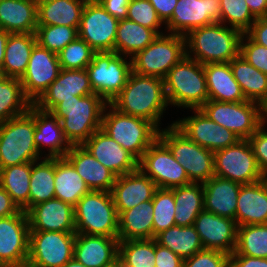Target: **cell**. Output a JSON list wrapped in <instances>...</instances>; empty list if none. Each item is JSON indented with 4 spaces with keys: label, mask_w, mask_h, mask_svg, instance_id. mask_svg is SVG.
Returning a JSON list of instances; mask_svg holds the SVG:
<instances>
[{
    "label": "cell",
    "mask_w": 267,
    "mask_h": 267,
    "mask_svg": "<svg viewBox=\"0 0 267 267\" xmlns=\"http://www.w3.org/2000/svg\"><path fill=\"white\" fill-rule=\"evenodd\" d=\"M117 111L152 122L159 130L168 104L164 79L130 73L126 85L109 103Z\"/></svg>",
    "instance_id": "cell-1"
},
{
    "label": "cell",
    "mask_w": 267,
    "mask_h": 267,
    "mask_svg": "<svg viewBox=\"0 0 267 267\" xmlns=\"http://www.w3.org/2000/svg\"><path fill=\"white\" fill-rule=\"evenodd\" d=\"M242 35L239 30L220 22L195 28L184 36L186 56L202 65L230 62L240 54Z\"/></svg>",
    "instance_id": "cell-2"
},
{
    "label": "cell",
    "mask_w": 267,
    "mask_h": 267,
    "mask_svg": "<svg viewBox=\"0 0 267 267\" xmlns=\"http://www.w3.org/2000/svg\"><path fill=\"white\" fill-rule=\"evenodd\" d=\"M108 103L99 95L75 96L64 100L50 112L59 118L64 137L70 145H83L101 129L103 111Z\"/></svg>",
    "instance_id": "cell-3"
},
{
    "label": "cell",
    "mask_w": 267,
    "mask_h": 267,
    "mask_svg": "<svg viewBox=\"0 0 267 267\" xmlns=\"http://www.w3.org/2000/svg\"><path fill=\"white\" fill-rule=\"evenodd\" d=\"M166 98L169 105L200 109L208 100L204 66L184 56L164 78Z\"/></svg>",
    "instance_id": "cell-4"
},
{
    "label": "cell",
    "mask_w": 267,
    "mask_h": 267,
    "mask_svg": "<svg viewBox=\"0 0 267 267\" xmlns=\"http://www.w3.org/2000/svg\"><path fill=\"white\" fill-rule=\"evenodd\" d=\"M34 133L33 104L24 114L0 123V169L41 160Z\"/></svg>",
    "instance_id": "cell-5"
},
{
    "label": "cell",
    "mask_w": 267,
    "mask_h": 267,
    "mask_svg": "<svg viewBox=\"0 0 267 267\" xmlns=\"http://www.w3.org/2000/svg\"><path fill=\"white\" fill-rule=\"evenodd\" d=\"M101 130L138 161L159 134V129L152 122L123 114L109 103L103 111Z\"/></svg>",
    "instance_id": "cell-6"
},
{
    "label": "cell",
    "mask_w": 267,
    "mask_h": 267,
    "mask_svg": "<svg viewBox=\"0 0 267 267\" xmlns=\"http://www.w3.org/2000/svg\"><path fill=\"white\" fill-rule=\"evenodd\" d=\"M76 233L118 237V212L111 192L86 193L74 206Z\"/></svg>",
    "instance_id": "cell-7"
},
{
    "label": "cell",
    "mask_w": 267,
    "mask_h": 267,
    "mask_svg": "<svg viewBox=\"0 0 267 267\" xmlns=\"http://www.w3.org/2000/svg\"><path fill=\"white\" fill-rule=\"evenodd\" d=\"M158 138L185 169L190 182L205 183L214 176V152L190 140L174 123L159 130Z\"/></svg>",
    "instance_id": "cell-8"
},
{
    "label": "cell",
    "mask_w": 267,
    "mask_h": 267,
    "mask_svg": "<svg viewBox=\"0 0 267 267\" xmlns=\"http://www.w3.org/2000/svg\"><path fill=\"white\" fill-rule=\"evenodd\" d=\"M184 56L186 48L183 35H158L145 49L131 57L132 71L139 75L164 79Z\"/></svg>",
    "instance_id": "cell-9"
},
{
    "label": "cell",
    "mask_w": 267,
    "mask_h": 267,
    "mask_svg": "<svg viewBox=\"0 0 267 267\" xmlns=\"http://www.w3.org/2000/svg\"><path fill=\"white\" fill-rule=\"evenodd\" d=\"M127 58L115 51L95 52L86 68L93 92L107 103L121 92L132 72V60Z\"/></svg>",
    "instance_id": "cell-10"
},
{
    "label": "cell",
    "mask_w": 267,
    "mask_h": 267,
    "mask_svg": "<svg viewBox=\"0 0 267 267\" xmlns=\"http://www.w3.org/2000/svg\"><path fill=\"white\" fill-rule=\"evenodd\" d=\"M200 109L211 120L229 129L241 140H248L264 123L263 107L252 101L208 100Z\"/></svg>",
    "instance_id": "cell-11"
},
{
    "label": "cell",
    "mask_w": 267,
    "mask_h": 267,
    "mask_svg": "<svg viewBox=\"0 0 267 267\" xmlns=\"http://www.w3.org/2000/svg\"><path fill=\"white\" fill-rule=\"evenodd\" d=\"M214 176L241 185L263 179L249 140H239L235 145L214 152Z\"/></svg>",
    "instance_id": "cell-12"
},
{
    "label": "cell",
    "mask_w": 267,
    "mask_h": 267,
    "mask_svg": "<svg viewBox=\"0 0 267 267\" xmlns=\"http://www.w3.org/2000/svg\"><path fill=\"white\" fill-rule=\"evenodd\" d=\"M76 233L30 231L26 267H63L73 258Z\"/></svg>",
    "instance_id": "cell-13"
},
{
    "label": "cell",
    "mask_w": 267,
    "mask_h": 267,
    "mask_svg": "<svg viewBox=\"0 0 267 267\" xmlns=\"http://www.w3.org/2000/svg\"><path fill=\"white\" fill-rule=\"evenodd\" d=\"M138 168L155 182L157 188L172 189L191 183L185 169L159 138L144 152Z\"/></svg>",
    "instance_id": "cell-14"
},
{
    "label": "cell",
    "mask_w": 267,
    "mask_h": 267,
    "mask_svg": "<svg viewBox=\"0 0 267 267\" xmlns=\"http://www.w3.org/2000/svg\"><path fill=\"white\" fill-rule=\"evenodd\" d=\"M30 227L27 213L0 218V263L4 267H26Z\"/></svg>",
    "instance_id": "cell-15"
},
{
    "label": "cell",
    "mask_w": 267,
    "mask_h": 267,
    "mask_svg": "<svg viewBox=\"0 0 267 267\" xmlns=\"http://www.w3.org/2000/svg\"><path fill=\"white\" fill-rule=\"evenodd\" d=\"M118 22L98 1L86 2L81 14L78 37L96 52L114 51Z\"/></svg>",
    "instance_id": "cell-16"
},
{
    "label": "cell",
    "mask_w": 267,
    "mask_h": 267,
    "mask_svg": "<svg viewBox=\"0 0 267 267\" xmlns=\"http://www.w3.org/2000/svg\"><path fill=\"white\" fill-rule=\"evenodd\" d=\"M193 116L174 121V125L190 140L216 152L241 140L227 128L211 120L201 109H193Z\"/></svg>",
    "instance_id": "cell-17"
},
{
    "label": "cell",
    "mask_w": 267,
    "mask_h": 267,
    "mask_svg": "<svg viewBox=\"0 0 267 267\" xmlns=\"http://www.w3.org/2000/svg\"><path fill=\"white\" fill-rule=\"evenodd\" d=\"M221 0H178L165 23L169 34L185 36L189 31L220 22Z\"/></svg>",
    "instance_id": "cell-18"
},
{
    "label": "cell",
    "mask_w": 267,
    "mask_h": 267,
    "mask_svg": "<svg viewBox=\"0 0 267 267\" xmlns=\"http://www.w3.org/2000/svg\"><path fill=\"white\" fill-rule=\"evenodd\" d=\"M60 70L58 55L36 43L27 70L20 79L24 94L32 104L57 78Z\"/></svg>",
    "instance_id": "cell-19"
},
{
    "label": "cell",
    "mask_w": 267,
    "mask_h": 267,
    "mask_svg": "<svg viewBox=\"0 0 267 267\" xmlns=\"http://www.w3.org/2000/svg\"><path fill=\"white\" fill-rule=\"evenodd\" d=\"M193 226L204 249L218 250L229 255L235 251L238 228L235 220L202 210Z\"/></svg>",
    "instance_id": "cell-20"
},
{
    "label": "cell",
    "mask_w": 267,
    "mask_h": 267,
    "mask_svg": "<svg viewBox=\"0 0 267 267\" xmlns=\"http://www.w3.org/2000/svg\"><path fill=\"white\" fill-rule=\"evenodd\" d=\"M94 93L86 69H61L57 78L44 93L33 103L37 108L50 112L64 100L75 96H87Z\"/></svg>",
    "instance_id": "cell-21"
},
{
    "label": "cell",
    "mask_w": 267,
    "mask_h": 267,
    "mask_svg": "<svg viewBox=\"0 0 267 267\" xmlns=\"http://www.w3.org/2000/svg\"><path fill=\"white\" fill-rule=\"evenodd\" d=\"M26 213L30 231L76 233L74 206L60 199L39 203Z\"/></svg>",
    "instance_id": "cell-22"
},
{
    "label": "cell",
    "mask_w": 267,
    "mask_h": 267,
    "mask_svg": "<svg viewBox=\"0 0 267 267\" xmlns=\"http://www.w3.org/2000/svg\"><path fill=\"white\" fill-rule=\"evenodd\" d=\"M83 146L117 177L138 169V160L101 129L95 131Z\"/></svg>",
    "instance_id": "cell-23"
},
{
    "label": "cell",
    "mask_w": 267,
    "mask_h": 267,
    "mask_svg": "<svg viewBox=\"0 0 267 267\" xmlns=\"http://www.w3.org/2000/svg\"><path fill=\"white\" fill-rule=\"evenodd\" d=\"M118 237L76 233L73 257L86 267H112L118 263Z\"/></svg>",
    "instance_id": "cell-24"
},
{
    "label": "cell",
    "mask_w": 267,
    "mask_h": 267,
    "mask_svg": "<svg viewBox=\"0 0 267 267\" xmlns=\"http://www.w3.org/2000/svg\"><path fill=\"white\" fill-rule=\"evenodd\" d=\"M156 189L155 182L139 168L118 176L111 191L118 215L139 203L152 200Z\"/></svg>",
    "instance_id": "cell-25"
},
{
    "label": "cell",
    "mask_w": 267,
    "mask_h": 267,
    "mask_svg": "<svg viewBox=\"0 0 267 267\" xmlns=\"http://www.w3.org/2000/svg\"><path fill=\"white\" fill-rule=\"evenodd\" d=\"M90 190L111 192L117 176L102 165L83 145H71L64 156Z\"/></svg>",
    "instance_id": "cell-26"
},
{
    "label": "cell",
    "mask_w": 267,
    "mask_h": 267,
    "mask_svg": "<svg viewBox=\"0 0 267 267\" xmlns=\"http://www.w3.org/2000/svg\"><path fill=\"white\" fill-rule=\"evenodd\" d=\"M34 123V142L38 153L42 154V147L44 148L46 145L49 154H45L44 157H64L71 145L64 137L59 118L51 112L43 111L34 106Z\"/></svg>",
    "instance_id": "cell-27"
},
{
    "label": "cell",
    "mask_w": 267,
    "mask_h": 267,
    "mask_svg": "<svg viewBox=\"0 0 267 267\" xmlns=\"http://www.w3.org/2000/svg\"><path fill=\"white\" fill-rule=\"evenodd\" d=\"M241 184L213 176L203 183L204 210L235 220Z\"/></svg>",
    "instance_id": "cell-28"
},
{
    "label": "cell",
    "mask_w": 267,
    "mask_h": 267,
    "mask_svg": "<svg viewBox=\"0 0 267 267\" xmlns=\"http://www.w3.org/2000/svg\"><path fill=\"white\" fill-rule=\"evenodd\" d=\"M235 221L237 226L267 224V188L263 180L241 185Z\"/></svg>",
    "instance_id": "cell-29"
},
{
    "label": "cell",
    "mask_w": 267,
    "mask_h": 267,
    "mask_svg": "<svg viewBox=\"0 0 267 267\" xmlns=\"http://www.w3.org/2000/svg\"><path fill=\"white\" fill-rule=\"evenodd\" d=\"M209 100L221 102L246 101L239 83L233 76L229 62L204 64Z\"/></svg>",
    "instance_id": "cell-30"
},
{
    "label": "cell",
    "mask_w": 267,
    "mask_h": 267,
    "mask_svg": "<svg viewBox=\"0 0 267 267\" xmlns=\"http://www.w3.org/2000/svg\"><path fill=\"white\" fill-rule=\"evenodd\" d=\"M37 0H0V30L35 33Z\"/></svg>",
    "instance_id": "cell-31"
},
{
    "label": "cell",
    "mask_w": 267,
    "mask_h": 267,
    "mask_svg": "<svg viewBox=\"0 0 267 267\" xmlns=\"http://www.w3.org/2000/svg\"><path fill=\"white\" fill-rule=\"evenodd\" d=\"M118 239L119 241L153 239L152 200L139 203L119 214Z\"/></svg>",
    "instance_id": "cell-32"
},
{
    "label": "cell",
    "mask_w": 267,
    "mask_h": 267,
    "mask_svg": "<svg viewBox=\"0 0 267 267\" xmlns=\"http://www.w3.org/2000/svg\"><path fill=\"white\" fill-rule=\"evenodd\" d=\"M85 0H37V25L79 28Z\"/></svg>",
    "instance_id": "cell-33"
},
{
    "label": "cell",
    "mask_w": 267,
    "mask_h": 267,
    "mask_svg": "<svg viewBox=\"0 0 267 267\" xmlns=\"http://www.w3.org/2000/svg\"><path fill=\"white\" fill-rule=\"evenodd\" d=\"M229 63L246 100L264 107L267 104V75L249 64L240 54Z\"/></svg>",
    "instance_id": "cell-34"
},
{
    "label": "cell",
    "mask_w": 267,
    "mask_h": 267,
    "mask_svg": "<svg viewBox=\"0 0 267 267\" xmlns=\"http://www.w3.org/2000/svg\"><path fill=\"white\" fill-rule=\"evenodd\" d=\"M36 43L35 33H10L2 66L6 77L22 78Z\"/></svg>",
    "instance_id": "cell-35"
},
{
    "label": "cell",
    "mask_w": 267,
    "mask_h": 267,
    "mask_svg": "<svg viewBox=\"0 0 267 267\" xmlns=\"http://www.w3.org/2000/svg\"><path fill=\"white\" fill-rule=\"evenodd\" d=\"M55 198L75 206L90 191L73 165L65 158H55Z\"/></svg>",
    "instance_id": "cell-36"
},
{
    "label": "cell",
    "mask_w": 267,
    "mask_h": 267,
    "mask_svg": "<svg viewBox=\"0 0 267 267\" xmlns=\"http://www.w3.org/2000/svg\"><path fill=\"white\" fill-rule=\"evenodd\" d=\"M157 36L158 34L153 29L128 19L119 20L114 51L117 54L131 58L138 51L145 49Z\"/></svg>",
    "instance_id": "cell-37"
},
{
    "label": "cell",
    "mask_w": 267,
    "mask_h": 267,
    "mask_svg": "<svg viewBox=\"0 0 267 267\" xmlns=\"http://www.w3.org/2000/svg\"><path fill=\"white\" fill-rule=\"evenodd\" d=\"M175 201V223L177 226H191L204 210L203 183H189L171 189Z\"/></svg>",
    "instance_id": "cell-38"
},
{
    "label": "cell",
    "mask_w": 267,
    "mask_h": 267,
    "mask_svg": "<svg viewBox=\"0 0 267 267\" xmlns=\"http://www.w3.org/2000/svg\"><path fill=\"white\" fill-rule=\"evenodd\" d=\"M157 244L170 249L182 259L193 256L202 251L203 245L195 227L173 226L155 236Z\"/></svg>",
    "instance_id": "cell-39"
},
{
    "label": "cell",
    "mask_w": 267,
    "mask_h": 267,
    "mask_svg": "<svg viewBox=\"0 0 267 267\" xmlns=\"http://www.w3.org/2000/svg\"><path fill=\"white\" fill-rule=\"evenodd\" d=\"M31 162L0 169V185L20 210H29Z\"/></svg>",
    "instance_id": "cell-40"
},
{
    "label": "cell",
    "mask_w": 267,
    "mask_h": 267,
    "mask_svg": "<svg viewBox=\"0 0 267 267\" xmlns=\"http://www.w3.org/2000/svg\"><path fill=\"white\" fill-rule=\"evenodd\" d=\"M31 162L29 209L55 198V158L43 157Z\"/></svg>",
    "instance_id": "cell-41"
},
{
    "label": "cell",
    "mask_w": 267,
    "mask_h": 267,
    "mask_svg": "<svg viewBox=\"0 0 267 267\" xmlns=\"http://www.w3.org/2000/svg\"><path fill=\"white\" fill-rule=\"evenodd\" d=\"M31 105L20 79L5 77L0 81V123L24 114Z\"/></svg>",
    "instance_id": "cell-42"
},
{
    "label": "cell",
    "mask_w": 267,
    "mask_h": 267,
    "mask_svg": "<svg viewBox=\"0 0 267 267\" xmlns=\"http://www.w3.org/2000/svg\"><path fill=\"white\" fill-rule=\"evenodd\" d=\"M118 263L121 267H155V239L119 241Z\"/></svg>",
    "instance_id": "cell-43"
},
{
    "label": "cell",
    "mask_w": 267,
    "mask_h": 267,
    "mask_svg": "<svg viewBox=\"0 0 267 267\" xmlns=\"http://www.w3.org/2000/svg\"><path fill=\"white\" fill-rule=\"evenodd\" d=\"M231 255L267 258V224L238 226L236 248Z\"/></svg>",
    "instance_id": "cell-44"
},
{
    "label": "cell",
    "mask_w": 267,
    "mask_h": 267,
    "mask_svg": "<svg viewBox=\"0 0 267 267\" xmlns=\"http://www.w3.org/2000/svg\"><path fill=\"white\" fill-rule=\"evenodd\" d=\"M153 203V238L160 232L176 225L175 201L171 189L157 188L152 199Z\"/></svg>",
    "instance_id": "cell-45"
},
{
    "label": "cell",
    "mask_w": 267,
    "mask_h": 267,
    "mask_svg": "<svg viewBox=\"0 0 267 267\" xmlns=\"http://www.w3.org/2000/svg\"><path fill=\"white\" fill-rule=\"evenodd\" d=\"M35 35L40 46L58 54L78 37V28L65 25H37Z\"/></svg>",
    "instance_id": "cell-46"
},
{
    "label": "cell",
    "mask_w": 267,
    "mask_h": 267,
    "mask_svg": "<svg viewBox=\"0 0 267 267\" xmlns=\"http://www.w3.org/2000/svg\"><path fill=\"white\" fill-rule=\"evenodd\" d=\"M220 6V23L223 25L228 23L231 28H235L243 34L256 21L245 0H221Z\"/></svg>",
    "instance_id": "cell-47"
},
{
    "label": "cell",
    "mask_w": 267,
    "mask_h": 267,
    "mask_svg": "<svg viewBox=\"0 0 267 267\" xmlns=\"http://www.w3.org/2000/svg\"><path fill=\"white\" fill-rule=\"evenodd\" d=\"M94 51L83 39L77 37L57 55L61 69H86L92 62Z\"/></svg>",
    "instance_id": "cell-48"
},
{
    "label": "cell",
    "mask_w": 267,
    "mask_h": 267,
    "mask_svg": "<svg viewBox=\"0 0 267 267\" xmlns=\"http://www.w3.org/2000/svg\"><path fill=\"white\" fill-rule=\"evenodd\" d=\"M126 19L153 29L158 35L164 34L159 30L164 23L149 0H131Z\"/></svg>",
    "instance_id": "cell-49"
},
{
    "label": "cell",
    "mask_w": 267,
    "mask_h": 267,
    "mask_svg": "<svg viewBox=\"0 0 267 267\" xmlns=\"http://www.w3.org/2000/svg\"><path fill=\"white\" fill-rule=\"evenodd\" d=\"M240 55L253 67L267 75V47L254 42L246 33L241 38Z\"/></svg>",
    "instance_id": "cell-50"
},
{
    "label": "cell",
    "mask_w": 267,
    "mask_h": 267,
    "mask_svg": "<svg viewBox=\"0 0 267 267\" xmlns=\"http://www.w3.org/2000/svg\"><path fill=\"white\" fill-rule=\"evenodd\" d=\"M229 257V254L222 251L203 249L183 259L182 267H229Z\"/></svg>",
    "instance_id": "cell-51"
},
{
    "label": "cell",
    "mask_w": 267,
    "mask_h": 267,
    "mask_svg": "<svg viewBox=\"0 0 267 267\" xmlns=\"http://www.w3.org/2000/svg\"><path fill=\"white\" fill-rule=\"evenodd\" d=\"M263 123L248 139L254 152L257 164L263 175L267 174V129Z\"/></svg>",
    "instance_id": "cell-52"
},
{
    "label": "cell",
    "mask_w": 267,
    "mask_h": 267,
    "mask_svg": "<svg viewBox=\"0 0 267 267\" xmlns=\"http://www.w3.org/2000/svg\"><path fill=\"white\" fill-rule=\"evenodd\" d=\"M183 259L155 241V267H182Z\"/></svg>",
    "instance_id": "cell-53"
},
{
    "label": "cell",
    "mask_w": 267,
    "mask_h": 267,
    "mask_svg": "<svg viewBox=\"0 0 267 267\" xmlns=\"http://www.w3.org/2000/svg\"><path fill=\"white\" fill-rule=\"evenodd\" d=\"M101 6L118 20L126 19L131 0H98Z\"/></svg>",
    "instance_id": "cell-54"
},
{
    "label": "cell",
    "mask_w": 267,
    "mask_h": 267,
    "mask_svg": "<svg viewBox=\"0 0 267 267\" xmlns=\"http://www.w3.org/2000/svg\"><path fill=\"white\" fill-rule=\"evenodd\" d=\"M246 34L254 42L267 47V17L256 18Z\"/></svg>",
    "instance_id": "cell-55"
},
{
    "label": "cell",
    "mask_w": 267,
    "mask_h": 267,
    "mask_svg": "<svg viewBox=\"0 0 267 267\" xmlns=\"http://www.w3.org/2000/svg\"><path fill=\"white\" fill-rule=\"evenodd\" d=\"M229 267H267V258H255L246 255H230Z\"/></svg>",
    "instance_id": "cell-56"
},
{
    "label": "cell",
    "mask_w": 267,
    "mask_h": 267,
    "mask_svg": "<svg viewBox=\"0 0 267 267\" xmlns=\"http://www.w3.org/2000/svg\"><path fill=\"white\" fill-rule=\"evenodd\" d=\"M157 12L158 17L165 24L174 12L178 0H149Z\"/></svg>",
    "instance_id": "cell-57"
},
{
    "label": "cell",
    "mask_w": 267,
    "mask_h": 267,
    "mask_svg": "<svg viewBox=\"0 0 267 267\" xmlns=\"http://www.w3.org/2000/svg\"><path fill=\"white\" fill-rule=\"evenodd\" d=\"M20 211L11 196L0 185V218L15 215Z\"/></svg>",
    "instance_id": "cell-58"
},
{
    "label": "cell",
    "mask_w": 267,
    "mask_h": 267,
    "mask_svg": "<svg viewBox=\"0 0 267 267\" xmlns=\"http://www.w3.org/2000/svg\"><path fill=\"white\" fill-rule=\"evenodd\" d=\"M255 18L267 17V0H245Z\"/></svg>",
    "instance_id": "cell-59"
},
{
    "label": "cell",
    "mask_w": 267,
    "mask_h": 267,
    "mask_svg": "<svg viewBox=\"0 0 267 267\" xmlns=\"http://www.w3.org/2000/svg\"><path fill=\"white\" fill-rule=\"evenodd\" d=\"M10 32L0 30V70H2L4 61V52L6 50L7 41L9 39Z\"/></svg>",
    "instance_id": "cell-60"
},
{
    "label": "cell",
    "mask_w": 267,
    "mask_h": 267,
    "mask_svg": "<svg viewBox=\"0 0 267 267\" xmlns=\"http://www.w3.org/2000/svg\"><path fill=\"white\" fill-rule=\"evenodd\" d=\"M63 267H86L82 263L78 262L74 257L67 262Z\"/></svg>",
    "instance_id": "cell-61"
},
{
    "label": "cell",
    "mask_w": 267,
    "mask_h": 267,
    "mask_svg": "<svg viewBox=\"0 0 267 267\" xmlns=\"http://www.w3.org/2000/svg\"><path fill=\"white\" fill-rule=\"evenodd\" d=\"M264 123L267 122V104L263 107Z\"/></svg>",
    "instance_id": "cell-62"
},
{
    "label": "cell",
    "mask_w": 267,
    "mask_h": 267,
    "mask_svg": "<svg viewBox=\"0 0 267 267\" xmlns=\"http://www.w3.org/2000/svg\"><path fill=\"white\" fill-rule=\"evenodd\" d=\"M5 74L3 70H0V81H2L5 78Z\"/></svg>",
    "instance_id": "cell-63"
},
{
    "label": "cell",
    "mask_w": 267,
    "mask_h": 267,
    "mask_svg": "<svg viewBox=\"0 0 267 267\" xmlns=\"http://www.w3.org/2000/svg\"><path fill=\"white\" fill-rule=\"evenodd\" d=\"M262 180L264 181V184L266 185L267 188V174L263 176Z\"/></svg>",
    "instance_id": "cell-64"
},
{
    "label": "cell",
    "mask_w": 267,
    "mask_h": 267,
    "mask_svg": "<svg viewBox=\"0 0 267 267\" xmlns=\"http://www.w3.org/2000/svg\"><path fill=\"white\" fill-rule=\"evenodd\" d=\"M86 2H96L98 0H85Z\"/></svg>",
    "instance_id": "cell-65"
},
{
    "label": "cell",
    "mask_w": 267,
    "mask_h": 267,
    "mask_svg": "<svg viewBox=\"0 0 267 267\" xmlns=\"http://www.w3.org/2000/svg\"><path fill=\"white\" fill-rule=\"evenodd\" d=\"M112 267H121V265L119 263L115 264L114 266Z\"/></svg>",
    "instance_id": "cell-66"
}]
</instances>
